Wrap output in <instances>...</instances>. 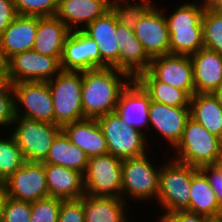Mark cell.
Instances as JSON below:
<instances>
[{"label":"cell","instance_id":"1","mask_svg":"<svg viewBox=\"0 0 222 222\" xmlns=\"http://www.w3.org/2000/svg\"><path fill=\"white\" fill-rule=\"evenodd\" d=\"M133 79L114 67L83 71L82 107L84 118L97 119L115 112L121 92Z\"/></svg>","mask_w":222,"mask_h":222},{"label":"cell","instance_id":"2","mask_svg":"<svg viewBox=\"0 0 222 222\" xmlns=\"http://www.w3.org/2000/svg\"><path fill=\"white\" fill-rule=\"evenodd\" d=\"M151 153L153 152L151 151L150 154L148 152L137 158L122 160L121 199L128 202V204L132 200L131 206L133 203L134 206L137 205L136 202L141 203L142 206V203L148 201L150 203L151 200L157 201L161 161L155 160L153 156L151 157L153 155ZM157 161H159V164H156Z\"/></svg>","mask_w":222,"mask_h":222},{"label":"cell","instance_id":"3","mask_svg":"<svg viewBox=\"0 0 222 222\" xmlns=\"http://www.w3.org/2000/svg\"><path fill=\"white\" fill-rule=\"evenodd\" d=\"M161 162L159 173V191L155 204L161 209L159 218L168 213L186 210L191 195V179L195 167L174 158Z\"/></svg>","mask_w":222,"mask_h":222},{"label":"cell","instance_id":"4","mask_svg":"<svg viewBox=\"0 0 222 222\" xmlns=\"http://www.w3.org/2000/svg\"><path fill=\"white\" fill-rule=\"evenodd\" d=\"M172 151V158L195 168L211 166L222 153L220 138L191 117L188 118L182 137Z\"/></svg>","mask_w":222,"mask_h":222},{"label":"cell","instance_id":"5","mask_svg":"<svg viewBox=\"0 0 222 222\" xmlns=\"http://www.w3.org/2000/svg\"><path fill=\"white\" fill-rule=\"evenodd\" d=\"M82 82L83 71L64 70L47 81L53 99L55 125L63 127L84 119Z\"/></svg>","mask_w":222,"mask_h":222},{"label":"cell","instance_id":"6","mask_svg":"<svg viewBox=\"0 0 222 222\" xmlns=\"http://www.w3.org/2000/svg\"><path fill=\"white\" fill-rule=\"evenodd\" d=\"M97 121L107 141L108 153L116 158H137L158 147L154 148L144 133L127 125L116 112L100 116Z\"/></svg>","mask_w":222,"mask_h":222},{"label":"cell","instance_id":"7","mask_svg":"<svg viewBox=\"0 0 222 222\" xmlns=\"http://www.w3.org/2000/svg\"><path fill=\"white\" fill-rule=\"evenodd\" d=\"M10 133L27 162H43L62 127L15 115Z\"/></svg>","mask_w":222,"mask_h":222},{"label":"cell","instance_id":"8","mask_svg":"<svg viewBox=\"0 0 222 222\" xmlns=\"http://www.w3.org/2000/svg\"><path fill=\"white\" fill-rule=\"evenodd\" d=\"M83 175L85 194L121 198V159L110 153L90 157Z\"/></svg>","mask_w":222,"mask_h":222},{"label":"cell","instance_id":"9","mask_svg":"<svg viewBox=\"0 0 222 222\" xmlns=\"http://www.w3.org/2000/svg\"><path fill=\"white\" fill-rule=\"evenodd\" d=\"M4 70L5 81L10 84L49 81L62 71L58 58L40 54L33 49L11 57L4 64Z\"/></svg>","mask_w":222,"mask_h":222},{"label":"cell","instance_id":"10","mask_svg":"<svg viewBox=\"0 0 222 222\" xmlns=\"http://www.w3.org/2000/svg\"><path fill=\"white\" fill-rule=\"evenodd\" d=\"M15 115L54 124L52 94L47 81L13 83Z\"/></svg>","mask_w":222,"mask_h":222},{"label":"cell","instance_id":"11","mask_svg":"<svg viewBox=\"0 0 222 222\" xmlns=\"http://www.w3.org/2000/svg\"><path fill=\"white\" fill-rule=\"evenodd\" d=\"M190 117L189 107H173L151 101L149 106V131L147 137L150 141V134H156L159 142L173 149L180 141L186 122ZM151 130V131H150ZM151 132V133H150ZM162 140V141H161ZM170 145V146H169Z\"/></svg>","mask_w":222,"mask_h":222},{"label":"cell","instance_id":"12","mask_svg":"<svg viewBox=\"0 0 222 222\" xmlns=\"http://www.w3.org/2000/svg\"><path fill=\"white\" fill-rule=\"evenodd\" d=\"M60 64L64 71L80 72L109 67L101 59L95 41L83 30L70 31L63 46Z\"/></svg>","mask_w":222,"mask_h":222},{"label":"cell","instance_id":"13","mask_svg":"<svg viewBox=\"0 0 222 222\" xmlns=\"http://www.w3.org/2000/svg\"><path fill=\"white\" fill-rule=\"evenodd\" d=\"M157 4V5H156ZM154 3L134 28L136 38L152 59L170 54L169 30L163 9Z\"/></svg>","mask_w":222,"mask_h":222},{"label":"cell","instance_id":"14","mask_svg":"<svg viewBox=\"0 0 222 222\" xmlns=\"http://www.w3.org/2000/svg\"><path fill=\"white\" fill-rule=\"evenodd\" d=\"M8 197L37 201L49 196L43 162H25L6 181Z\"/></svg>","mask_w":222,"mask_h":222},{"label":"cell","instance_id":"15","mask_svg":"<svg viewBox=\"0 0 222 222\" xmlns=\"http://www.w3.org/2000/svg\"><path fill=\"white\" fill-rule=\"evenodd\" d=\"M158 81L195 94L193 65L188 55H163L151 59L148 70Z\"/></svg>","mask_w":222,"mask_h":222},{"label":"cell","instance_id":"16","mask_svg":"<svg viewBox=\"0 0 222 222\" xmlns=\"http://www.w3.org/2000/svg\"><path fill=\"white\" fill-rule=\"evenodd\" d=\"M151 100L133 79L121 92L115 112L124 122L148 136L149 106Z\"/></svg>","mask_w":222,"mask_h":222},{"label":"cell","instance_id":"17","mask_svg":"<svg viewBox=\"0 0 222 222\" xmlns=\"http://www.w3.org/2000/svg\"><path fill=\"white\" fill-rule=\"evenodd\" d=\"M37 17L17 15L0 35V57L5 64L14 55L33 49Z\"/></svg>","mask_w":222,"mask_h":222},{"label":"cell","instance_id":"18","mask_svg":"<svg viewBox=\"0 0 222 222\" xmlns=\"http://www.w3.org/2000/svg\"><path fill=\"white\" fill-rule=\"evenodd\" d=\"M110 10V0H59L56 17L70 31L83 30Z\"/></svg>","mask_w":222,"mask_h":222},{"label":"cell","instance_id":"19","mask_svg":"<svg viewBox=\"0 0 222 222\" xmlns=\"http://www.w3.org/2000/svg\"><path fill=\"white\" fill-rule=\"evenodd\" d=\"M119 45V70L135 79L140 73L148 71L151 58L145 52L141 42L136 38L134 30L116 25Z\"/></svg>","mask_w":222,"mask_h":222},{"label":"cell","instance_id":"20","mask_svg":"<svg viewBox=\"0 0 222 222\" xmlns=\"http://www.w3.org/2000/svg\"><path fill=\"white\" fill-rule=\"evenodd\" d=\"M118 24L111 10L96 18L83 31L97 44L101 59L109 66L119 70V45L116 35Z\"/></svg>","mask_w":222,"mask_h":222},{"label":"cell","instance_id":"21","mask_svg":"<svg viewBox=\"0 0 222 222\" xmlns=\"http://www.w3.org/2000/svg\"><path fill=\"white\" fill-rule=\"evenodd\" d=\"M190 59L195 93H214L222 84V55L202 47Z\"/></svg>","mask_w":222,"mask_h":222},{"label":"cell","instance_id":"22","mask_svg":"<svg viewBox=\"0 0 222 222\" xmlns=\"http://www.w3.org/2000/svg\"><path fill=\"white\" fill-rule=\"evenodd\" d=\"M70 142L81 148L90 158L108 153L107 141L97 119L84 118L62 127Z\"/></svg>","mask_w":222,"mask_h":222},{"label":"cell","instance_id":"23","mask_svg":"<svg viewBox=\"0 0 222 222\" xmlns=\"http://www.w3.org/2000/svg\"><path fill=\"white\" fill-rule=\"evenodd\" d=\"M82 205L85 222H126L131 215H135L133 206L121 198L84 194Z\"/></svg>","mask_w":222,"mask_h":222},{"label":"cell","instance_id":"24","mask_svg":"<svg viewBox=\"0 0 222 222\" xmlns=\"http://www.w3.org/2000/svg\"><path fill=\"white\" fill-rule=\"evenodd\" d=\"M49 196L62 200L80 199L85 194L84 175L64 166L44 163Z\"/></svg>","mask_w":222,"mask_h":222},{"label":"cell","instance_id":"25","mask_svg":"<svg viewBox=\"0 0 222 222\" xmlns=\"http://www.w3.org/2000/svg\"><path fill=\"white\" fill-rule=\"evenodd\" d=\"M69 33L68 27L56 16L37 17V33L33 50L60 60Z\"/></svg>","mask_w":222,"mask_h":222},{"label":"cell","instance_id":"26","mask_svg":"<svg viewBox=\"0 0 222 222\" xmlns=\"http://www.w3.org/2000/svg\"><path fill=\"white\" fill-rule=\"evenodd\" d=\"M190 117L211 134L222 136V107L214 93H195L190 98Z\"/></svg>","mask_w":222,"mask_h":222},{"label":"cell","instance_id":"27","mask_svg":"<svg viewBox=\"0 0 222 222\" xmlns=\"http://www.w3.org/2000/svg\"><path fill=\"white\" fill-rule=\"evenodd\" d=\"M186 210L206 217L222 215V207L219 205L206 175L199 168L192 173L191 195Z\"/></svg>","mask_w":222,"mask_h":222},{"label":"cell","instance_id":"28","mask_svg":"<svg viewBox=\"0 0 222 222\" xmlns=\"http://www.w3.org/2000/svg\"><path fill=\"white\" fill-rule=\"evenodd\" d=\"M134 80L151 101L173 107H189L191 96L185 90L158 81L149 71L140 73Z\"/></svg>","mask_w":222,"mask_h":222},{"label":"cell","instance_id":"29","mask_svg":"<svg viewBox=\"0 0 222 222\" xmlns=\"http://www.w3.org/2000/svg\"><path fill=\"white\" fill-rule=\"evenodd\" d=\"M89 157L78 146L73 145L61 131L53 141L49 154L43 163L64 166L85 173Z\"/></svg>","mask_w":222,"mask_h":222},{"label":"cell","instance_id":"30","mask_svg":"<svg viewBox=\"0 0 222 222\" xmlns=\"http://www.w3.org/2000/svg\"><path fill=\"white\" fill-rule=\"evenodd\" d=\"M178 4L179 5H177L176 8L174 7V10L172 9V12L170 13L167 11L168 9L166 8V5L162 7L163 5H161V3L158 4L163 9L168 30L203 28L202 15L204 11L199 6L191 0H186L185 2L182 1Z\"/></svg>","mask_w":222,"mask_h":222},{"label":"cell","instance_id":"31","mask_svg":"<svg viewBox=\"0 0 222 222\" xmlns=\"http://www.w3.org/2000/svg\"><path fill=\"white\" fill-rule=\"evenodd\" d=\"M110 0V10L117 22L134 30L143 14L155 3L153 0Z\"/></svg>","mask_w":222,"mask_h":222},{"label":"cell","instance_id":"32","mask_svg":"<svg viewBox=\"0 0 222 222\" xmlns=\"http://www.w3.org/2000/svg\"><path fill=\"white\" fill-rule=\"evenodd\" d=\"M2 134V135H1ZM0 134V180L6 181L26 161L12 134ZM4 134V135H3Z\"/></svg>","mask_w":222,"mask_h":222},{"label":"cell","instance_id":"33","mask_svg":"<svg viewBox=\"0 0 222 222\" xmlns=\"http://www.w3.org/2000/svg\"><path fill=\"white\" fill-rule=\"evenodd\" d=\"M170 54L192 55L204 47L203 28L169 30Z\"/></svg>","mask_w":222,"mask_h":222},{"label":"cell","instance_id":"34","mask_svg":"<svg viewBox=\"0 0 222 222\" xmlns=\"http://www.w3.org/2000/svg\"><path fill=\"white\" fill-rule=\"evenodd\" d=\"M204 47L222 55V14L206 10L202 15Z\"/></svg>","mask_w":222,"mask_h":222},{"label":"cell","instance_id":"35","mask_svg":"<svg viewBox=\"0 0 222 222\" xmlns=\"http://www.w3.org/2000/svg\"><path fill=\"white\" fill-rule=\"evenodd\" d=\"M59 0H14L17 15L47 17L55 16Z\"/></svg>","mask_w":222,"mask_h":222},{"label":"cell","instance_id":"36","mask_svg":"<svg viewBox=\"0 0 222 222\" xmlns=\"http://www.w3.org/2000/svg\"><path fill=\"white\" fill-rule=\"evenodd\" d=\"M61 199L48 196L31 202L30 222H58Z\"/></svg>","mask_w":222,"mask_h":222},{"label":"cell","instance_id":"37","mask_svg":"<svg viewBox=\"0 0 222 222\" xmlns=\"http://www.w3.org/2000/svg\"><path fill=\"white\" fill-rule=\"evenodd\" d=\"M14 119V92L12 85L5 81L0 86V133L9 131Z\"/></svg>","mask_w":222,"mask_h":222},{"label":"cell","instance_id":"38","mask_svg":"<svg viewBox=\"0 0 222 222\" xmlns=\"http://www.w3.org/2000/svg\"><path fill=\"white\" fill-rule=\"evenodd\" d=\"M31 202L8 197L0 215V222H30Z\"/></svg>","mask_w":222,"mask_h":222},{"label":"cell","instance_id":"39","mask_svg":"<svg viewBox=\"0 0 222 222\" xmlns=\"http://www.w3.org/2000/svg\"><path fill=\"white\" fill-rule=\"evenodd\" d=\"M58 222H85L82 197L80 199H61Z\"/></svg>","mask_w":222,"mask_h":222},{"label":"cell","instance_id":"40","mask_svg":"<svg viewBox=\"0 0 222 222\" xmlns=\"http://www.w3.org/2000/svg\"><path fill=\"white\" fill-rule=\"evenodd\" d=\"M156 222H205L206 216L196 214L187 210L175 211L161 216L156 215Z\"/></svg>","mask_w":222,"mask_h":222},{"label":"cell","instance_id":"41","mask_svg":"<svg viewBox=\"0 0 222 222\" xmlns=\"http://www.w3.org/2000/svg\"><path fill=\"white\" fill-rule=\"evenodd\" d=\"M17 16L14 0H0V35Z\"/></svg>","mask_w":222,"mask_h":222},{"label":"cell","instance_id":"42","mask_svg":"<svg viewBox=\"0 0 222 222\" xmlns=\"http://www.w3.org/2000/svg\"><path fill=\"white\" fill-rule=\"evenodd\" d=\"M207 177L211 189L216 195L219 205L222 207V177L212 166L199 168Z\"/></svg>","mask_w":222,"mask_h":222},{"label":"cell","instance_id":"43","mask_svg":"<svg viewBox=\"0 0 222 222\" xmlns=\"http://www.w3.org/2000/svg\"><path fill=\"white\" fill-rule=\"evenodd\" d=\"M221 0H192L197 6H199L203 11L214 10Z\"/></svg>","mask_w":222,"mask_h":222},{"label":"cell","instance_id":"44","mask_svg":"<svg viewBox=\"0 0 222 222\" xmlns=\"http://www.w3.org/2000/svg\"><path fill=\"white\" fill-rule=\"evenodd\" d=\"M7 198H8L7 185L5 181L0 180V215Z\"/></svg>","mask_w":222,"mask_h":222},{"label":"cell","instance_id":"45","mask_svg":"<svg viewBox=\"0 0 222 222\" xmlns=\"http://www.w3.org/2000/svg\"><path fill=\"white\" fill-rule=\"evenodd\" d=\"M222 177V153L211 165Z\"/></svg>","mask_w":222,"mask_h":222},{"label":"cell","instance_id":"46","mask_svg":"<svg viewBox=\"0 0 222 222\" xmlns=\"http://www.w3.org/2000/svg\"><path fill=\"white\" fill-rule=\"evenodd\" d=\"M214 94L218 97V100L222 107V84L218 87V89L214 92Z\"/></svg>","mask_w":222,"mask_h":222},{"label":"cell","instance_id":"47","mask_svg":"<svg viewBox=\"0 0 222 222\" xmlns=\"http://www.w3.org/2000/svg\"><path fill=\"white\" fill-rule=\"evenodd\" d=\"M5 82L4 65H0V86Z\"/></svg>","mask_w":222,"mask_h":222},{"label":"cell","instance_id":"48","mask_svg":"<svg viewBox=\"0 0 222 222\" xmlns=\"http://www.w3.org/2000/svg\"><path fill=\"white\" fill-rule=\"evenodd\" d=\"M205 222H222V215L216 217H206Z\"/></svg>","mask_w":222,"mask_h":222},{"label":"cell","instance_id":"49","mask_svg":"<svg viewBox=\"0 0 222 222\" xmlns=\"http://www.w3.org/2000/svg\"><path fill=\"white\" fill-rule=\"evenodd\" d=\"M214 11H216L217 13L222 14V0H221L220 3L216 6V8L214 9Z\"/></svg>","mask_w":222,"mask_h":222},{"label":"cell","instance_id":"50","mask_svg":"<svg viewBox=\"0 0 222 222\" xmlns=\"http://www.w3.org/2000/svg\"><path fill=\"white\" fill-rule=\"evenodd\" d=\"M132 219H135V218L132 216V218L130 217L126 222H133V221H135V220H132ZM149 220L150 219H147L148 222H150ZM135 222H137V220ZM141 222H143V221H141Z\"/></svg>","mask_w":222,"mask_h":222},{"label":"cell","instance_id":"51","mask_svg":"<svg viewBox=\"0 0 222 222\" xmlns=\"http://www.w3.org/2000/svg\"><path fill=\"white\" fill-rule=\"evenodd\" d=\"M0 65H4L3 61L1 60V57H0Z\"/></svg>","mask_w":222,"mask_h":222},{"label":"cell","instance_id":"52","mask_svg":"<svg viewBox=\"0 0 222 222\" xmlns=\"http://www.w3.org/2000/svg\"><path fill=\"white\" fill-rule=\"evenodd\" d=\"M220 142H221V150H222V136H221V138H220Z\"/></svg>","mask_w":222,"mask_h":222}]
</instances>
